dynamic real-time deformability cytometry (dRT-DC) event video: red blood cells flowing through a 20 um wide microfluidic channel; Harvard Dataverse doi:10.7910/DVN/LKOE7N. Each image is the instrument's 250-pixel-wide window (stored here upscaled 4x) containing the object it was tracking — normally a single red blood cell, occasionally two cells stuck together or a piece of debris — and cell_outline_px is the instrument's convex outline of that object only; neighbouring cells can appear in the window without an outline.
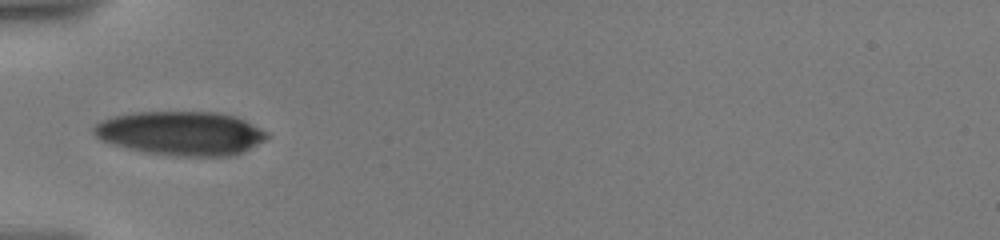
{"species": "human", "species_latin": "Homo sapiens", "temperature_condition": "warm", "stored_images_in_passage": 10, "camera_frame_rate_fps": 3000, "um_per_image_px": 0.085, "donor": {"sex": "male"}, "frame": {"image": 1, "passage_image": 1, "time_ms": 0.0, "image_size_px": [1000, 240], "cell_outline_px": [[268, 136], [264, 140], [240, 152], [228, 156], [172, 156], [144, 152], [112, 144], [100, 140], [92, 132], [92, 128], [100, 120], [112, 116], [132, 112], [216, 112], [236, 116], [268, 132]], "centroid_in_image_um": [15.31, 11.32], "position_along_channel_um": 69.7, "area_um2": 44.33}}
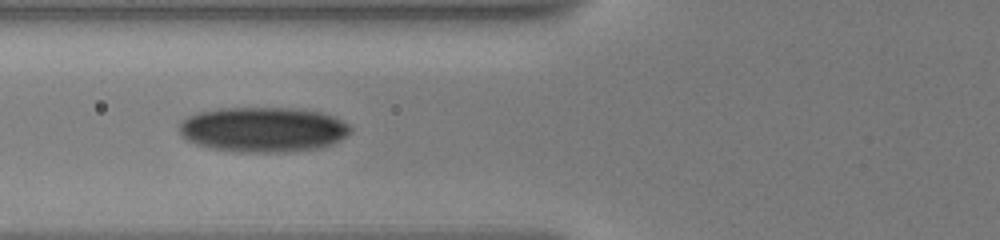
{"frame": {"image": 2, "passage_image": 9, "time_ms": 1.0, "image_size_px": [1000, 240], "cell_outline_px": [[352, 128], [344, 136], [320, 148], [292, 152], [244, 152], [208, 148], [196, 144], [180, 136], [180, 120], [196, 112], [220, 108], [300, 108], [324, 112], [348, 124]], "centroid_in_image_um": [22.31, 11.0], "position_along_channel_um": 103.5, "area_um2": 45.08}}